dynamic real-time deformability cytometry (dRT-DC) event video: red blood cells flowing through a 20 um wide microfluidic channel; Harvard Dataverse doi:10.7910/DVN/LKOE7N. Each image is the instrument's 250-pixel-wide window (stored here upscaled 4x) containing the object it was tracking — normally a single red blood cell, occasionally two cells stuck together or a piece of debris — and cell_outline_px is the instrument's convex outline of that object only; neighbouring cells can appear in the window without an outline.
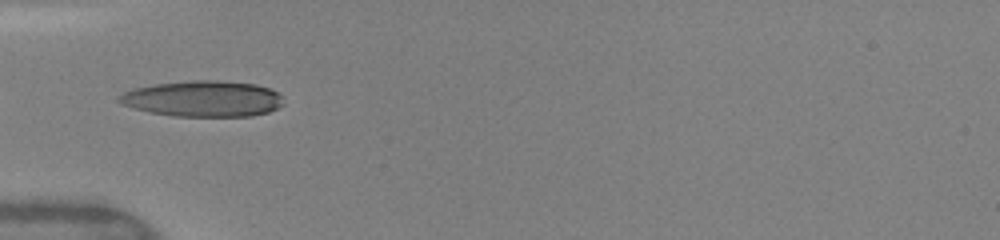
{"species": "human", "species_latin": "Homo sapiens", "temperature_condition": "warm", "stored_images_in_passage": 4, "camera_frame_rate_fps": 3000, "um_per_image_px": 0.085, "donor": {"sex": "female"}, "frame": {"image": 1, "passage_image": 1, "time_ms": 0.0, "image_size_px": [1000, 240], "cell_outline_px": [[284, 104], [268, 112], [252, 116], [172, 116], [148, 112], [120, 104], [116, 100], [116, 96], [132, 88], [156, 84], [192, 80], [216, 80], [256, 84], [268, 88], [276, 92], [280, 96]], "centroid_in_image_um": [17.19, 8.39], "position_along_channel_um": 67.8, "area_um2": 34.56}}